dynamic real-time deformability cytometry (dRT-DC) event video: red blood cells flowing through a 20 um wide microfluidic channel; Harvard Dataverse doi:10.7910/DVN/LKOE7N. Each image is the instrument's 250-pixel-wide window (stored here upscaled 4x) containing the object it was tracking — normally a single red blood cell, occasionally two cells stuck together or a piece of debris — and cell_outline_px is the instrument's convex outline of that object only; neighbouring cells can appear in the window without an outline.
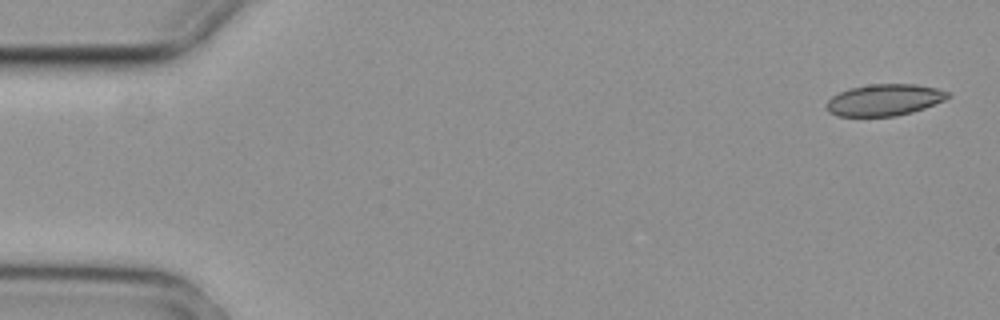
{"species": "common noctule bat (a hibernating species)", "species_latin": "Nyctalus noctula", "temperature_condition": "cold", "stored_images_in_passage": 5, "camera_frame_rate_fps": 3000, "um_per_image_px": 0.085, "animal": {"sex": "female", "body_mass_g": 29.2, "forearm_length_mm": 56.3}, "frame": {"image": 1, "passage_image": 1, "time_ms": 0.0, "image_size_px": [1000, 320], "cell_outline_px": [[952, 96], [944, 100], [924, 108], [912, 112], [896, 116], [836, 116], [828, 112], [828, 100], [832, 96], [848, 88], [872, 84], [916, 84], [936, 88], [948, 92]], "centroid_in_image_um": [75.18, 8.49], "position_along_channel_um": 9.8, "area_um2": 22.25}}
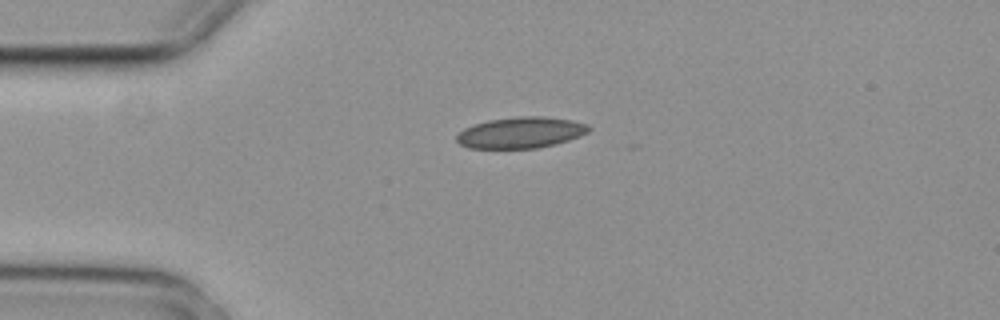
{"frame": {"image": 2, "passage_image": 4, "time_ms": 1.0, "image_size_px": [1000, 320], "cell_outline_px": [[592, 128], [588, 132], [568, 140], [556, 144], [536, 148], [468, 148], [460, 144], [456, 140], [456, 136], [464, 128], [472, 124], [488, 120], [516, 116], [544, 116], [572, 120], [588, 124]], "centroid_in_image_um": [44.26, 11.26], "position_along_channel_um": 40.7, "area_um2": 24.1}}